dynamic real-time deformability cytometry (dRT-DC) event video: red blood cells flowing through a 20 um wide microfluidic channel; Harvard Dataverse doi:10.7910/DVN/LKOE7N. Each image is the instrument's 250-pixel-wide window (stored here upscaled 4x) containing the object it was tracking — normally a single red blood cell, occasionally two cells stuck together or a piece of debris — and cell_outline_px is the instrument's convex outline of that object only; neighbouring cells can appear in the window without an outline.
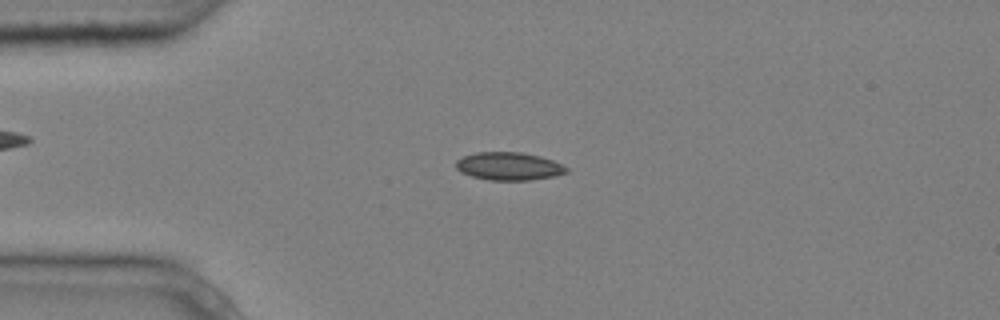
{"species": "common noctule bat (a hibernating species)", "species_latin": "Nyctalus noctula", "temperature_condition": "cold", "stored_images_in_passage": 8, "camera_frame_rate_fps": 3000, "um_per_image_px": 0.085, "animal": {"sex": "male", "body_mass_g": 20.4}, "frame": {"image": 1, "passage_image": 2, "time_ms": 0.333, "image_size_px": [1000, 320], "cell_outline_px": [[568, 172], [556, 176], [532, 180], [488, 180], [472, 176], [460, 172], [456, 168], [456, 160], [464, 156], [476, 152], [520, 152], [540, 156], [552, 160], [568, 168]], "centroid_in_image_um": [43.25, 14.13], "position_along_channel_um": 41.7, "area_um2": 18.03}}
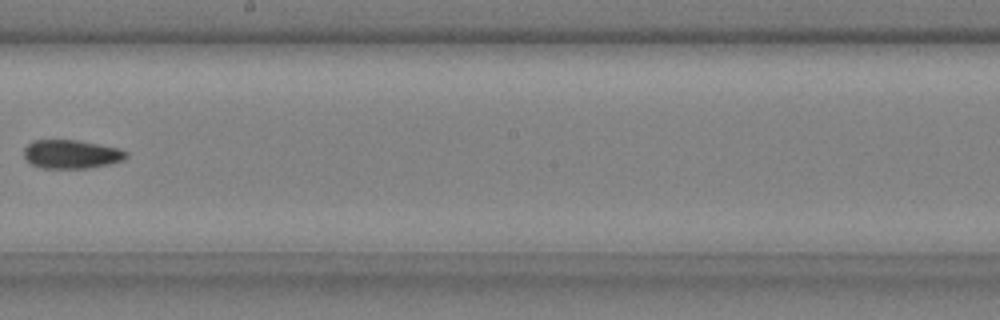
{"frame": {"image": 2, "passage_image": 7, "time_ms": 2.0, "image_size_px": [1000, 320], "cell_outline_px": [[128, 156], [124, 160], [108, 164], [84, 168], [40, 168], [32, 164], [24, 156], [24, 148], [32, 140], [76, 140], [120, 148], [128, 152]], "centroid_in_image_um": [6.07, 13.1], "position_along_channel_um": 242.1, "area_um2": 17.05}}
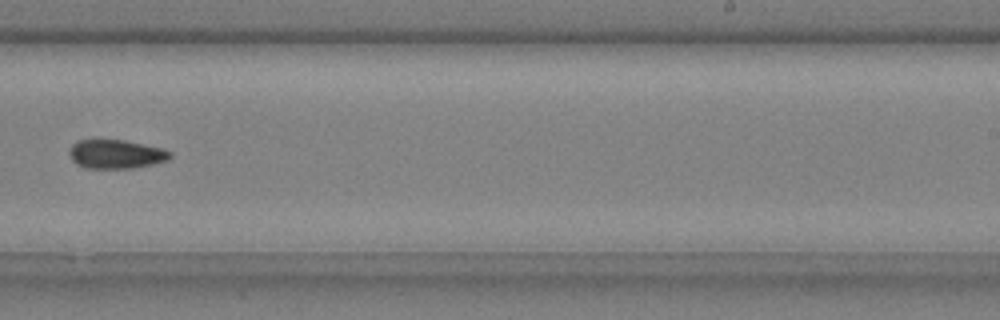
{"frame": {"image": 3, "passage_image": 8, "time_ms": 2.333, "image_size_px": [1000, 320], "cell_outline_px": [[172, 156], [168, 160], [152, 164], [132, 168], [84, 168], [76, 164], [72, 160], [68, 152], [72, 144], [76, 140], [124, 140], [164, 148], [172, 152]], "centroid_in_image_um": [9.86, 13.1], "position_along_channel_um": 279.1, "area_um2": 17.11}}